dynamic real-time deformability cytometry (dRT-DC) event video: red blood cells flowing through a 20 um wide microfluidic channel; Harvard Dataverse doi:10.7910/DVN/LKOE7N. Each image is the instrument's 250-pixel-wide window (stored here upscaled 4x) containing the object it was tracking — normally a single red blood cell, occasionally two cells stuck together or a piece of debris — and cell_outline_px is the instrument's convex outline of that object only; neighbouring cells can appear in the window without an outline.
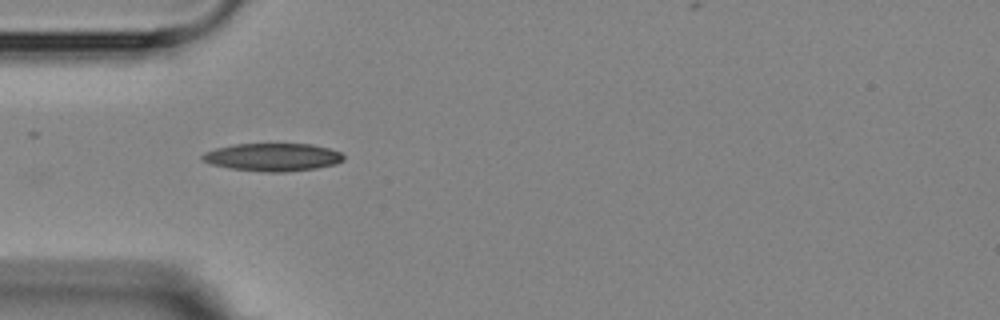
{"species": "Egyptian fruit bat (a non-hibernating species)", "species_latin": "Rousettus aegyptiacus", "temperature_condition": "room temperature", "stored_images_in_passage": 10, "camera_frame_rate_fps": 3000, "um_per_image_px": 0.085, "animal": {"sex": "female"}, "frame": {"image": 1, "passage_image": 5, "time_ms": 4.333, "image_size_px": [1000, 320], "cell_outline_px": [[344, 160], [336, 164], [316, 168], [288, 172], [264, 172], [232, 168], [212, 164], [200, 160], [200, 156], [204, 152], [216, 148], [236, 144], [312, 144], [328, 148], [340, 152], [344, 156]], "centroid_in_image_um": [23.18, 13.36], "position_along_channel_um": 61.8, "area_um2": 22.95}}
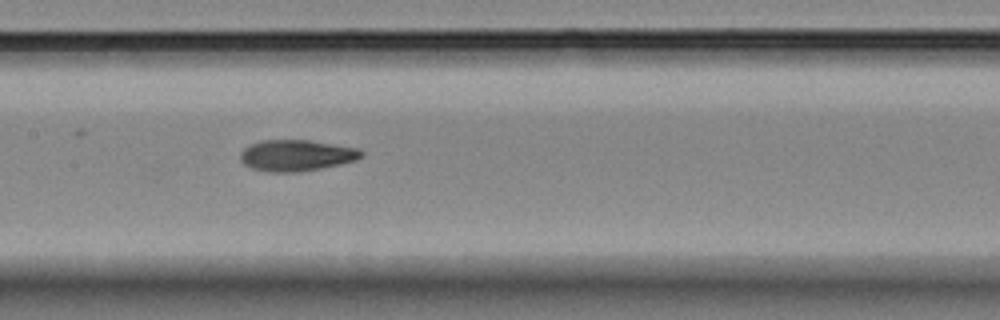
{"frame": {"image": 2, "passage_image": 8, "time_ms": 7.667, "image_size_px": [1000, 320], "cell_outline_px": [[364, 156], [356, 160], [340, 164], [320, 168], [296, 172], [268, 172], [252, 168], [244, 164], [240, 160], [240, 152], [244, 148], [260, 140], [312, 140], [360, 148], [364, 152]], "centroid_in_image_um": [25.22, 13.2], "position_along_channel_um": 182.2, "area_um2": 22.2}}
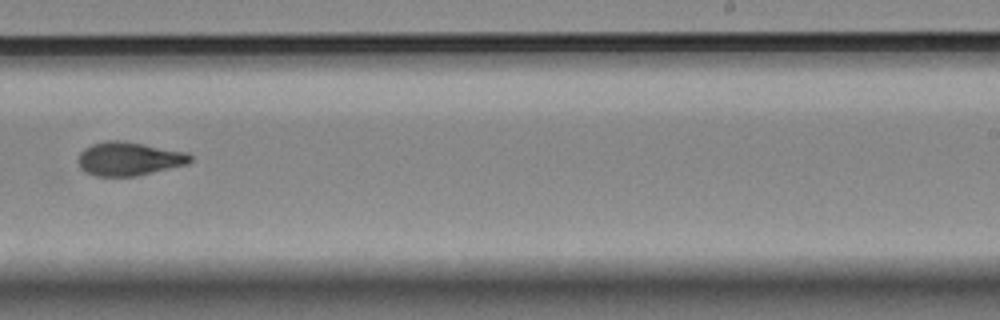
{"frame": {"image": 3, "passage_image": 10, "time_ms": 10.333, "image_size_px": [1000, 320], "cell_outline_px": [[192, 160], [188, 164], [136, 176], [96, 176], [84, 172], [80, 168], [80, 152], [84, 148], [92, 144], [104, 140], [124, 140], [188, 152], [192, 156]], "centroid_in_image_um": [10.98, 13.48], "position_along_channel_um": 278.0, "area_um2": 22.14}}